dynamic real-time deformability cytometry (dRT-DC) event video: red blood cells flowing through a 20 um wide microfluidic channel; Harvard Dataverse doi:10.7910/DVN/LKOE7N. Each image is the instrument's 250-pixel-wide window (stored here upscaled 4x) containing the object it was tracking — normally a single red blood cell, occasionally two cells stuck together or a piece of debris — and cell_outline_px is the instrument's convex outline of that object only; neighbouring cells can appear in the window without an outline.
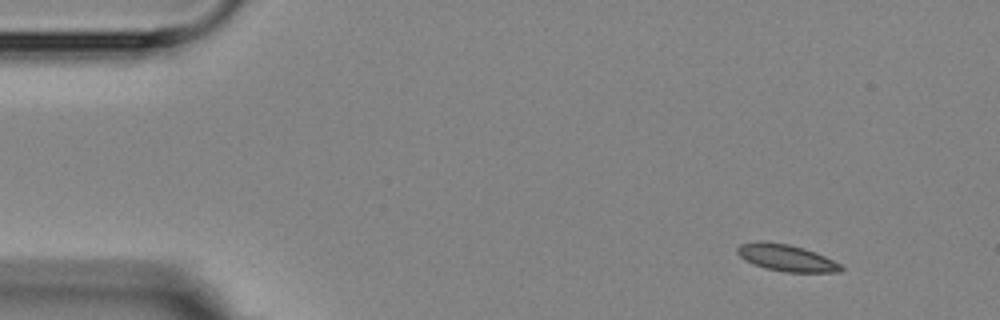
{"species": "Egyptian fruit bat (a non-hibernating species)", "species_latin": "Rousettus aegyptiacus", "temperature_condition": "room temperature", "stored_images_in_passage": 4, "camera_frame_rate_fps": 3000, "um_per_image_px": 0.085, "animal": {"sex": "female"}, "frame": {"image": 1, "passage_image": 1, "time_ms": 0.0, "image_size_px": [1000, 320], "cell_outline_px": [[844, 268], [840, 272], [784, 272], [764, 268], [752, 264], [740, 256], [736, 252], [736, 248], [740, 244], [756, 240], [764, 240], [788, 244], [804, 248], [816, 252], [840, 264]], "centroid_in_image_um": [66.79, 21.9], "position_along_channel_um": 18.2, "area_um2": 16.36}}
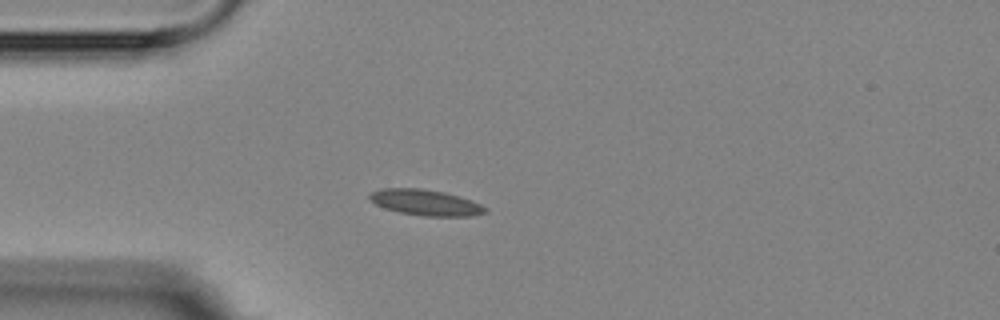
{"frame": {"image": 2, "passage_image": 3, "time_ms": 3.0, "image_size_px": [1000, 320], "cell_outline_px": [[488, 212], [472, 216], [424, 216], [400, 212], [384, 208], [368, 200], [368, 196], [372, 192], [380, 188], [420, 188], [444, 192], [460, 196], [472, 200], [488, 208]], "centroid_in_image_um": [36.18, 17.21], "position_along_channel_um": 48.8, "area_um2": 17.57}}